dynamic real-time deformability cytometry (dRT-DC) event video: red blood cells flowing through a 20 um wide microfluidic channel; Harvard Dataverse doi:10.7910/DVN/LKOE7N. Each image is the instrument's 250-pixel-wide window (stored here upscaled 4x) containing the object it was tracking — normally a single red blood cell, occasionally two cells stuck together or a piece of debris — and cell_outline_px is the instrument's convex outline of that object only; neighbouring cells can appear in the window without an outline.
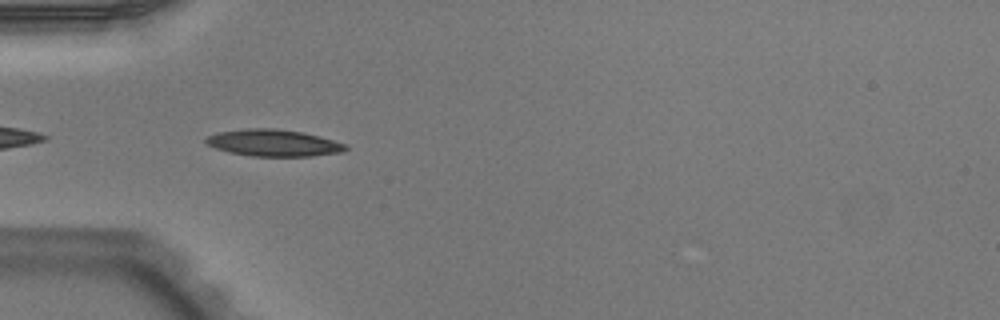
{"species": "Egyptian fruit bat (a non-hibernating species)", "species_latin": "Rousettus aegyptiacus", "temperature_condition": "warm", "stored_images_in_passage": 11, "camera_frame_rate_fps": 3000, "um_per_image_px": 0.085, "animal": {"sex": "male"}, "frame": {"image": 1, "passage_image": 2, "time_ms": 0.333, "image_size_px": [1000, 320], "cell_outline_px": [[348, 148], [344, 152], [312, 156], [252, 156], [228, 152], [216, 148], [208, 144], [204, 140], [208, 136], [216, 132], [248, 128], [276, 128], [304, 132], [320, 136], [348, 144]], "centroid_in_image_um": [23.29, 12.14], "position_along_channel_um": 61.7, "area_um2": 22.02}}
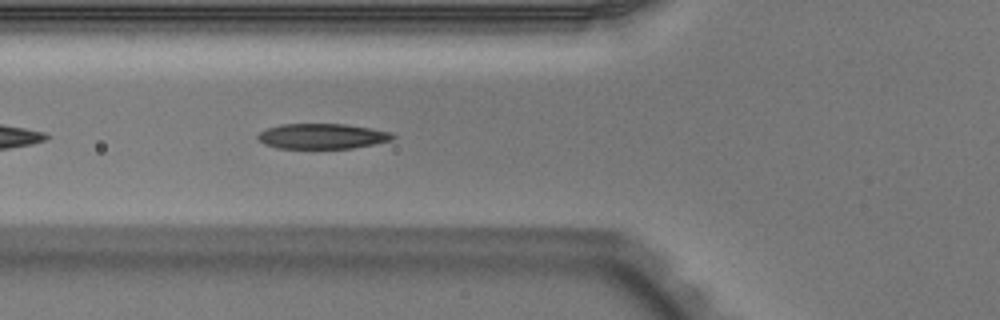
{"frame": {"image": 2, "passage_image": 5, "time_ms": 1.333, "image_size_px": [1000, 320], "cell_outline_px": [[396, 136], [392, 140], [352, 148], [276, 148], [264, 144], [256, 140], [256, 136], [260, 132], [268, 128], [280, 124], [344, 124], [372, 128], [392, 132]], "centroid_in_image_um": [27.37, 11.57], "position_along_channel_um": 98.4, "area_um2": 19.94}}
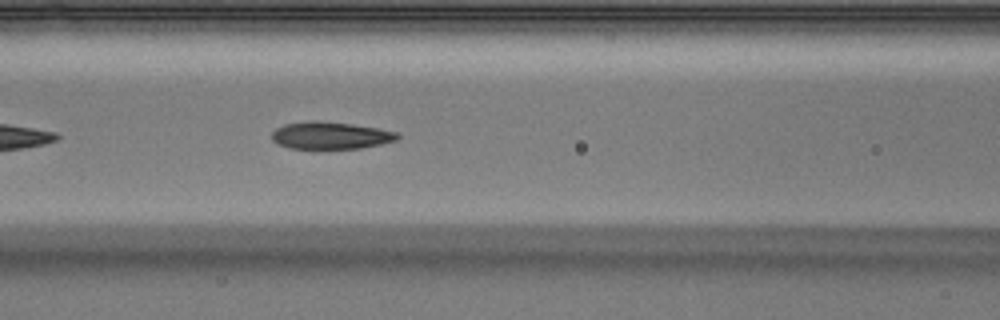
{"frame": {"image": 3, "passage_image": 8, "time_ms": 2.333, "image_size_px": [1000, 320], "cell_outline_px": [[400, 136], [396, 140], [380, 144], [360, 148], [288, 148], [272, 140], [272, 132], [276, 128], [284, 124], [308, 120], [312, 120], [352, 124], [376, 128], [396, 132]], "centroid_in_image_um": [28.06, 11.5], "position_along_channel_um": 138.5, "area_um2": 19.71}}